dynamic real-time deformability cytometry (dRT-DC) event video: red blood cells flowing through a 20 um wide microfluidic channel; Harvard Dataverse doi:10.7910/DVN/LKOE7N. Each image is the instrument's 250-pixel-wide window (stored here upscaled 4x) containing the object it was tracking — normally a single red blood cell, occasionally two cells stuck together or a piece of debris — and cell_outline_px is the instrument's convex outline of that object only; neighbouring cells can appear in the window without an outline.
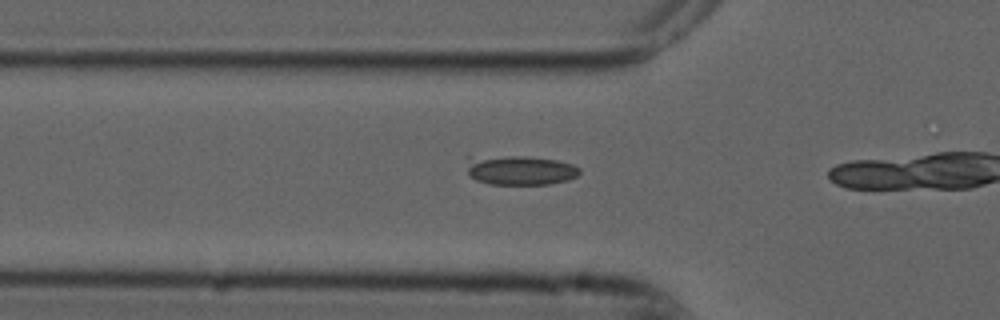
{"species": "common noctule bat (a hibernating species)", "species_latin": "Nyctalus noctula", "temperature_condition": "cold", "stored_images_in_passage": 4, "camera_frame_rate_fps": 3000, "um_per_image_px": 0.085, "animal": {"sex": "male", "forearm_length_mm": 52.5}, "frame": {"image": 1, "passage_image": 2, "time_ms": 0.333, "image_size_px": [1000, 320], "cell_outline_px": [[580, 172], [576, 176], [568, 180], [548, 184], [488, 184], [476, 180], [468, 172], [464, 156], [524, 156], [556, 160], [572, 164], [580, 168]], "centroid_in_image_um": [44.14, 14.45], "position_along_channel_um": 81.7, "area_um2": 19.59}}